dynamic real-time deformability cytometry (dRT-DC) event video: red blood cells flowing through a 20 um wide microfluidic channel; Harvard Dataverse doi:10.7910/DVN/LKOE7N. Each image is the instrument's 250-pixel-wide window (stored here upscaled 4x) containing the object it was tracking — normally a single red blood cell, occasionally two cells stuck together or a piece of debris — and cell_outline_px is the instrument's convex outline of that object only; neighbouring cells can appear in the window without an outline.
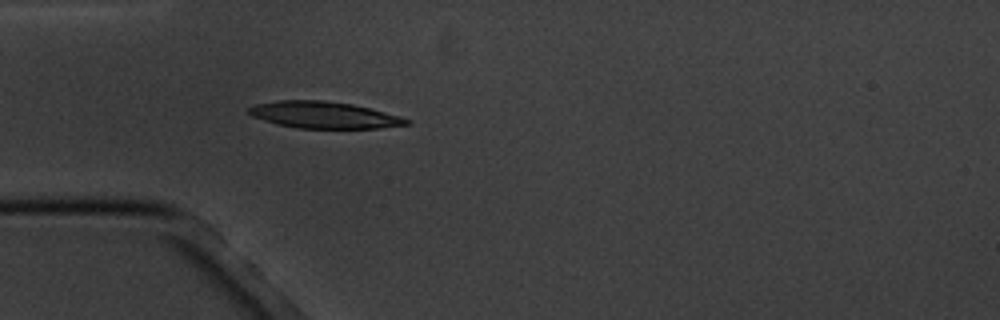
{"species": "common noctule bat (a hibernating species)", "species_latin": "Nyctalus noctula", "temperature_condition": "cold", "stored_images_in_passage": 4, "camera_frame_rate_fps": 3000, "um_per_image_px": 0.085, "animal": {"sex": "male", "body_mass_g": 20.1, "forearm_length_mm": 53.5}, "frame": {"image": 1, "passage_image": 4, "time_ms": 3.667, "image_size_px": [1000, 320], "cell_outline_px": [[412, 124], [380, 128], [296, 128], [276, 124], [252, 116], [248, 112], [248, 108], [256, 104], [276, 100], [324, 100], [352, 104], [400, 116], [412, 120]], "centroid_in_image_um": [27.54, 9.77], "position_along_channel_um": 57.5, "area_um2": 24.57}}